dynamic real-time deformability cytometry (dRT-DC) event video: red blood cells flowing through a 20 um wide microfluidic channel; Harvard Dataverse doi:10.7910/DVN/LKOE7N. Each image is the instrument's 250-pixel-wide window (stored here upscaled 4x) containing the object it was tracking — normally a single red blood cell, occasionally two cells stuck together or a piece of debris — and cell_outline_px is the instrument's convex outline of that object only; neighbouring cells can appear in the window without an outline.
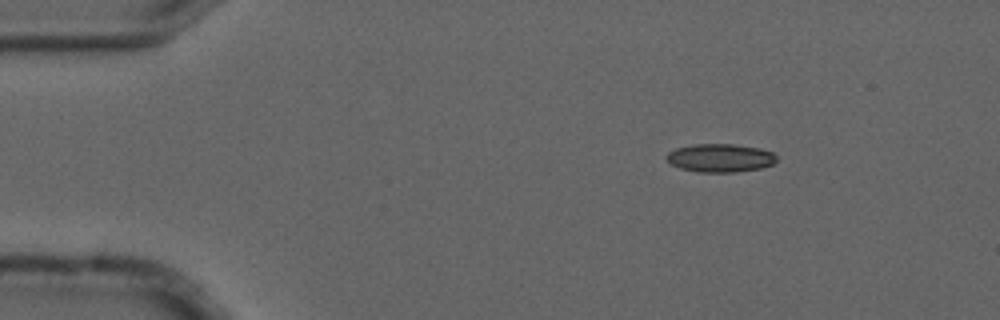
{"species": "common noctule bat (a hibernating species)", "species_latin": "Nyctalus noctula", "temperature_condition": "cold", "stored_images_in_passage": 3, "camera_frame_rate_fps": 3000, "um_per_image_px": 0.085, "animal": {"sex": "male", "forearm_length_mm": 52.5}, "frame": {"image": 1, "passage_image": 1, "time_ms": 0.0, "image_size_px": [1000, 320], "cell_outline_px": [[776, 160], [772, 164], [760, 168], [736, 172], [696, 172], [680, 168], [672, 164], [664, 156], [668, 152], [676, 148], [692, 144], [732, 144], [760, 148], [772, 152], [776, 156]], "centroid_in_image_um": [61.19, 13.42], "position_along_channel_um": 23.8, "area_um2": 18.15}}